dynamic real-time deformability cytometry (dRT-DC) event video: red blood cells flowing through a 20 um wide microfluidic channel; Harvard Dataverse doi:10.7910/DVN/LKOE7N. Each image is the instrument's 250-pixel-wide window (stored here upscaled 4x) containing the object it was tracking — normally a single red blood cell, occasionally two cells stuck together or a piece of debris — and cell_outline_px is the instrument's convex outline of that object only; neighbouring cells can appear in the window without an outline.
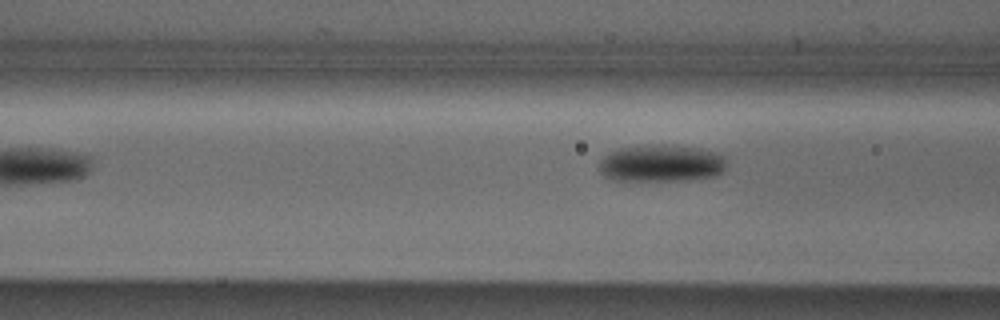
{"species": "Egyptian fruit bat (a non-hibernating species)", "species_latin": "Rousettus aegyptiacus", "temperature_condition": "cold", "stored_images_in_passage": 6, "camera_frame_rate_fps": 3000, "um_per_image_px": 0.085, "animal": {"sex": "male"}, "frame": {"image": 1, "passage_image": 6, "time_ms": 1.667, "image_size_px": [1000, 320], "cell_outline_px": [[724, 172], [716, 176], [688, 180], [624, 184], [608, 180], [596, 168], [596, 164], [608, 152], [620, 148], [660, 144], [664, 144], [700, 148], [716, 152], [724, 156]], "centroid_in_image_um": [56.09, 13.94], "position_along_channel_um": 110.5, "area_um2": 29.07}}